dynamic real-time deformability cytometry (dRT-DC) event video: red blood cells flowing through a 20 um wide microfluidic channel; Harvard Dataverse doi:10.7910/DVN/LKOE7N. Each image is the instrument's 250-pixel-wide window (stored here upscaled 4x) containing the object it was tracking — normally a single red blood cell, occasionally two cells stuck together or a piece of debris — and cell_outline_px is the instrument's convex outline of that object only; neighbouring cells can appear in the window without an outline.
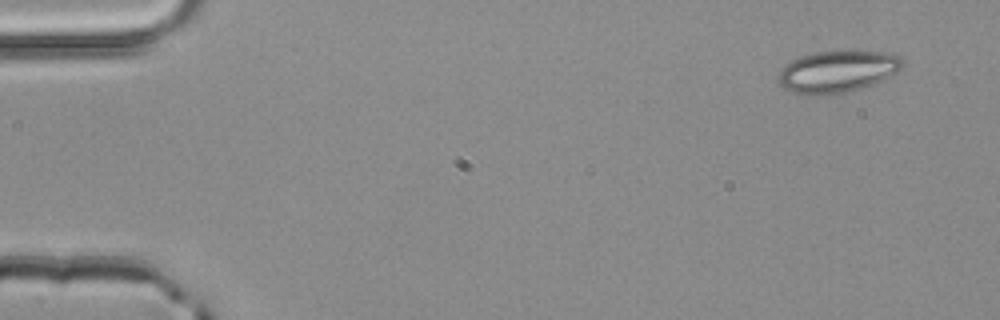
{"species": "common noctule bat (a hibernating species)", "species_latin": "Nyctalus noctula", "temperature_condition": "room temperature", "stored_images_in_passage": 4, "segment_of_instrument_passage": [1, 2], "camera_frame_rate_fps": 3000, "um_per_image_px": 0.085, "animal": {"sex": "male", "body_mass_g": 20.4}, "frame": {"image": 1, "passage_image": 1, "time_ms": 0.0, "image_size_px": [1000, 320], "cell_outline_px": [[904, 64], [896, 72], [872, 84], [860, 88], [844, 92], [816, 96], [812, 96], [788, 92], [780, 84], [780, 68], [784, 64], [800, 56], [816, 52], [884, 52], [896, 56], [904, 60]], "centroid_in_image_um": [71.11, 6.1], "position_along_channel_um": 13.9, "area_um2": 29.82}}